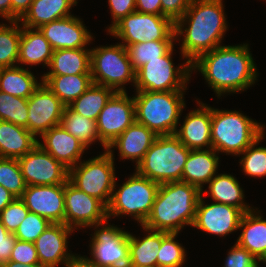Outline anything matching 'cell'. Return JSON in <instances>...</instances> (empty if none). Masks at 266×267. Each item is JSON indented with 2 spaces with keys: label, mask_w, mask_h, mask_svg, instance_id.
I'll use <instances>...</instances> for the list:
<instances>
[{
  "label": "cell",
  "mask_w": 266,
  "mask_h": 267,
  "mask_svg": "<svg viewBox=\"0 0 266 267\" xmlns=\"http://www.w3.org/2000/svg\"><path fill=\"white\" fill-rule=\"evenodd\" d=\"M195 69L219 97L227 92L244 91L258 76L247 44L214 48L191 63V70Z\"/></svg>",
  "instance_id": "6da1fadb"
},
{
  "label": "cell",
  "mask_w": 266,
  "mask_h": 267,
  "mask_svg": "<svg viewBox=\"0 0 266 267\" xmlns=\"http://www.w3.org/2000/svg\"><path fill=\"white\" fill-rule=\"evenodd\" d=\"M222 0H191L184 15L175 22V35H183L181 53L191 64L217 48L227 30ZM188 23V28L184 25ZM185 32V34H184Z\"/></svg>",
  "instance_id": "7a4b0ae2"
},
{
  "label": "cell",
  "mask_w": 266,
  "mask_h": 267,
  "mask_svg": "<svg viewBox=\"0 0 266 267\" xmlns=\"http://www.w3.org/2000/svg\"><path fill=\"white\" fill-rule=\"evenodd\" d=\"M201 194L196 186L183 181L160 184L151 212L142 227L179 233L184 226H192Z\"/></svg>",
  "instance_id": "3957f363"
},
{
  "label": "cell",
  "mask_w": 266,
  "mask_h": 267,
  "mask_svg": "<svg viewBox=\"0 0 266 267\" xmlns=\"http://www.w3.org/2000/svg\"><path fill=\"white\" fill-rule=\"evenodd\" d=\"M135 121L157 135H171L177 131L181 111L185 108L183 91H136Z\"/></svg>",
  "instance_id": "277c9868"
},
{
  "label": "cell",
  "mask_w": 266,
  "mask_h": 267,
  "mask_svg": "<svg viewBox=\"0 0 266 267\" xmlns=\"http://www.w3.org/2000/svg\"><path fill=\"white\" fill-rule=\"evenodd\" d=\"M263 126L239 111L212 108V148L217 153L240 155L264 133Z\"/></svg>",
  "instance_id": "5b68a950"
},
{
  "label": "cell",
  "mask_w": 266,
  "mask_h": 267,
  "mask_svg": "<svg viewBox=\"0 0 266 267\" xmlns=\"http://www.w3.org/2000/svg\"><path fill=\"white\" fill-rule=\"evenodd\" d=\"M190 149L175 134L158 135L136 166V172L159 185L182 181V173Z\"/></svg>",
  "instance_id": "8992f818"
},
{
  "label": "cell",
  "mask_w": 266,
  "mask_h": 267,
  "mask_svg": "<svg viewBox=\"0 0 266 267\" xmlns=\"http://www.w3.org/2000/svg\"><path fill=\"white\" fill-rule=\"evenodd\" d=\"M113 150L106 149L105 153L80 161L69 169L68 181L77 189L100 200L106 207L111 200L116 187Z\"/></svg>",
  "instance_id": "52a82bcc"
},
{
  "label": "cell",
  "mask_w": 266,
  "mask_h": 267,
  "mask_svg": "<svg viewBox=\"0 0 266 267\" xmlns=\"http://www.w3.org/2000/svg\"><path fill=\"white\" fill-rule=\"evenodd\" d=\"M158 188L157 182L135 172L117 191L114 187L107 206V218L131 215L142 226L151 212Z\"/></svg>",
  "instance_id": "ba28073f"
},
{
  "label": "cell",
  "mask_w": 266,
  "mask_h": 267,
  "mask_svg": "<svg viewBox=\"0 0 266 267\" xmlns=\"http://www.w3.org/2000/svg\"><path fill=\"white\" fill-rule=\"evenodd\" d=\"M90 71L93 84L112 88L115 92H126L123 85L127 82L135 84V71L126 47L121 43L91 49Z\"/></svg>",
  "instance_id": "9c48e42d"
},
{
  "label": "cell",
  "mask_w": 266,
  "mask_h": 267,
  "mask_svg": "<svg viewBox=\"0 0 266 267\" xmlns=\"http://www.w3.org/2000/svg\"><path fill=\"white\" fill-rule=\"evenodd\" d=\"M174 30L175 23L166 16L135 11L120 19L108 32L122 40L121 44L127 47L145 41H175Z\"/></svg>",
  "instance_id": "30bf717a"
},
{
  "label": "cell",
  "mask_w": 266,
  "mask_h": 267,
  "mask_svg": "<svg viewBox=\"0 0 266 267\" xmlns=\"http://www.w3.org/2000/svg\"><path fill=\"white\" fill-rule=\"evenodd\" d=\"M173 47L158 59L149 60L135 72L136 91H184L190 80L191 64L174 67L172 62Z\"/></svg>",
  "instance_id": "8fae6325"
},
{
  "label": "cell",
  "mask_w": 266,
  "mask_h": 267,
  "mask_svg": "<svg viewBox=\"0 0 266 267\" xmlns=\"http://www.w3.org/2000/svg\"><path fill=\"white\" fill-rule=\"evenodd\" d=\"M91 238V256L86 258L97 267H128L129 233L113 225L95 230Z\"/></svg>",
  "instance_id": "7c38bea8"
},
{
  "label": "cell",
  "mask_w": 266,
  "mask_h": 267,
  "mask_svg": "<svg viewBox=\"0 0 266 267\" xmlns=\"http://www.w3.org/2000/svg\"><path fill=\"white\" fill-rule=\"evenodd\" d=\"M64 203V224L72 229L94 225L98 228L108 224L107 207L97 198L77 189L69 181L64 184Z\"/></svg>",
  "instance_id": "4fadbf2b"
},
{
  "label": "cell",
  "mask_w": 266,
  "mask_h": 267,
  "mask_svg": "<svg viewBox=\"0 0 266 267\" xmlns=\"http://www.w3.org/2000/svg\"><path fill=\"white\" fill-rule=\"evenodd\" d=\"M135 122L133 97L126 92H115L99 113L96 121L99 141L106 150L118 136Z\"/></svg>",
  "instance_id": "5bb4252c"
},
{
  "label": "cell",
  "mask_w": 266,
  "mask_h": 267,
  "mask_svg": "<svg viewBox=\"0 0 266 267\" xmlns=\"http://www.w3.org/2000/svg\"><path fill=\"white\" fill-rule=\"evenodd\" d=\"M17 160L27 186L64 185L68 181L69 169L38 144Z\"/></svg>",
  "instance_id": "9a60e30c"
},
{
  "label": "cell",
  "mask_w": 266,
  "mask_h": 267,
  "mask_svg": "<svg viewBox=\"0 0 266 267\" xmlns=\"http://www.w3.org/2000/svg\"><path fill=\"white\" fill-rule=\"evenodd\" d=\"M65 107L62 101L42 82L28 98V130L36 137L60 125Z\"/></svg>",
  "instance_id": "2e32d148"
},
{
  "label": "cell",
  "mask_w": 266,
  "mask_h": 267,
  "mask_svg": "<svg viewBox=\"0 0 266 267\" xmlns=\"http://www.w3.org/2000/svg\"><path fill=\"white\" fill-rule=\"evenodd\" d=\"M243 214L239 208L231 205L216 202L205 205L201 194L192 226L210 234L226 236L239 229Z\"/></svg>",
  "instance_id": "e0dca14e"
},
{
  "label": "cell",
  "mask_w": 266,
  "mask_h": 267,
  "mask_svg": "<svg viewBox=\"0 0 266 267\" xmlns=\"http://www.w3.org/2000/svg\"><path fill=\"white\" fill-rule=\"evenodd\" d=\"M20 199L29 212L46 218L50 223H64V185H30Z\"/></svg>",
  "instance_id": "ac0fdd59"
},
{
  "label": "cell",
  "mask_w": 266,
  "mask_h": 267,
  "mask_svg": "<svg viewBox=\"0 0 266 267\" xmlns=\"http://www.w3.org/2000/svg\"><path fill=\"white\" fill-rule=\"evenodd\" d=\"M74 231L64 223H51L34 242L40 265L56 267L65 264L67 267L76 257L67 251L68 235Z\"/></svg>",
  "instance_id": "d6986e66"
},
{
  "label": "cell",
  "mask_w": 266,
  "mask_h": 267,
  "mask_svg": "<svg viewBox=\"0 0 266 267\" xmlns=\"http://www.w3.org/2000/svg\"><path fill=\"white\" fill-rule=\"evenodd\" d=\"M40 31L53 50L85 48L93 39L81 19L71 15L42 25Z\"/></svg>",
  "instance_id": "ffe728a7"
},
{
  "label": "cell",
  "mask_w": 266,
  "mask_h": 267,
  "mask_svg": "<svg viewBox=\"0 0 266 267\" xmlns=\"http://www.w3.org/2000/svg\"><path fill=\"white\" fill-rule=\"evenodd\" d=\"M197 110L187 114L183 125L177 129L175 135L180 142L190 150H201L203 147L212 148L211 117L212 107L200 101Z\"/></svg>",
  "instance_id": "44dd1931"
},
{
  "label": "cell",
  "mask_w": 266,
  "mask_h": 267,
  "mask_svg": "<svg viewBox=\"0 0 266 267\" xmlns=\"http://www.w3.org/2000/svg\"><path fill=\"white\" fill-rule=\"evenodd\" d=\"M41 137L44 144L38 141V145L68 169L79 163L86 150L85 145L69 134L61 125L52 127Z\"/></svg>",
  "instance_id": "7402d4cb"
},
{
  "label": "cell",
  "mask_w": 266,
  "mask_h": 267,
  "mask_svg": "<svg viewBox=\"0 0 266 267\" xmlns=\"http://www.w3.org/2000/svg\"><path fill=\"white\" fill-rule=\"evenodd\" d=\"M157 137L154 131L135 121L106 149L118 148L121 159L135 160L137 166Z\"/></svg>",
  "instance_id": "603a6c76"
},
{
  "label": "cell",
  "mask_w": 266,
  "mask_h": 267,
  "mask_svg": "<svg viewBox=\"0 0 266 267\" xmlns=\"http://www.w3.org/2000/svg\"><path fill=\"white\" fill-rule=\"evenodd\" d=\"M219 157L213 148L190 150L182 173V181L196 186L203 192V184L208 183L218 169Z\"/></svg>",
  "instance_id": "cb8c5ba5"
},
{
  "label": "cell",
  "mask_w": 266,
  "mask_h": 267,
  "mask_svg": "<svg viewBox=\"0 0 266 267\" xmlns=\"http://www.w3.org/2000/svg\"><path fill=\"white\" fill-rule=\"evenodd\" d=\"M38 141L28 129L0 120V157L19 159L30 152Z\"/></svg>",
  "instance_id": "d4e9b609"
},
{
  "label": "cell",
  "mask_w": 266,
  "mask_h": 267,
  "mask_svg": "<svg viewBox=\"0 0 266 267\" xmlns=\"http://www.w3.org/2000/svg\"><path fill=\"white\" fill-rule=\"evenodd\" d=\"M53 48L39 28L21 26L18 62L36 65L41 62L49 67Z\"/></svg>",
  "instance_id": "484cf974"
},
{
  "label": "cell",
  "mask_w": 266,
  "mask_h": 267,
  "mask_svg": "<svg viewBox=\"0 0 266 267\" xmlns=\"http://www.w3.org/2000/svg\"><path fill=\"white\" fill-rule=\"evenodd\" d=\"M74 5H77V0H33L19 21L22 26L40 28L46 23L71 16L69 11Z\"/></svg>",
  "instance_id": "4316f807"
},
{
  "label": "cell",
  "mask_w": 266,
  "mask_h": 267,
  "mask_svg": "<svg viewBox=\"0 0 266 267\" xmlns=\"http://www.w3.org/2000/svg\"><path fill=\"white\" fill-rule=\"evenodd\" d=\"M257 213L253 209L243 214L239 224L243 230L236 243L259 260L266 250V220Z\"/></svg>",
  "instance_id": "83f0119b"
},
{
  "label": "cell",
  "mask_w": 266,
  "mask_h": 267,
  "mask_svg": "<svg viewBox=\"0 0 266 267\" xmlns=\"http://www.w3.org/2000/svg\"><path fill=\"white\" fill-rule=\"evenodd\" d=\"M91 50L87 48L55 50L49 65L51 71L44 75L91 74Z\"/></svg>",
  "instance_id": "f1b7e54d"
},
{
  "label": "cell",
  "mask_w": 266,
  "mask_h": 267,
  "mask_svg": "<svg viewBox=\"0 0 266 267\" xmlns=\"http://www.w3.org/2000/svg\"><path fill=\"white\" fill-rule=\"evenodd\" d=\"M41 81L65 106H69L93 84L91 74L43 75Z\"/></svg>",
  "instance_id": "f546056e"
},
{
  "label": "cell",
  "mask_w": 266,
  "mask_h": 267,
  "mask_svg": "<svg viewBox=\"0 0 266 267\" xmlns=\"http://www.w3.org/2000/svg\"><path fill=\"white\" fill-rule=\"evenodd\" d=\"M148 234L141 240L129 233L128 267H157V255L161 247V231L143 227Z\"/></svg>",
  "instance_id": "4dcf8cb0"
},
{
  "label": "cell",
  "mask_w": 266,
  "mask_h": 267,
  "mask_svg": "<svg viewBox=\"0 0 266 267\" xmlns=\"http://www.w3.org/2000/svg\"><path fill=\"white\" fill-rule=\"evenodd\" d=\"M35 76L19 66L0 68V91L28 99L41 85Z\"/></svg>",
  "instance_id": "1f68e13d"
},
{
  "label": "cell",
  "mask_w": 266,
  "mask_h": 267,
  "mask_svg": "<svg viewBox=\"0 0 266 267\" xmlns=\"http://www.w3.org/2000/svg\"><path fill=\"white\" fill-rule=\"evenodd\" d=\"M209 192L216 203L239 208L243 213L251 211V207L243 201L244 193L238 180L229 174L214 176L209 182Z\"/></svg>",
  "instance_id": "d6a6232c"
},
{
  "label": "cell",
  "mask_w": 266,
  "mask_h": 267,
  "mask_svg": "<svg viewBox=\"0 0 266 267\" xmlns=\"http://www.w3.org/2000/svg\"><path fill=\"white\" fill-rule=\"evenodd\" d=\"M114 93L115 91L112 88L92 84L68 107L88 119L97 121L99 113Z\"/></svg>",
  "instance_id": "836d02e7"
},
{
  "label": "cell",
  "mask_w": 266,
  "mask_h": 267,
  "mask_svg": "<svg viewBox=\"0 0 266 267\" xmlns=\"http://www.w3.org/2000/svg\"><path fill=\"white\" fill-rule=\"evenodd\" d=\"M60 125L86 148L96 140L99 141L96 121L72 111L68 106L64 108Z\"/></svg>",
  "instance_id": "e575fe53"
},
{
  "label": "cell",
  "mask_w": 266,
  "mask_h": 267,
  "mask_svg": "<svg viewBox=\"0 0 266 267\" xmlns=\"http://www.w3.org/2000/svg\"><path fill=\"white\" fill-rule=\"evenodd\" d=\"M174 46L173 40L145 41L126 47L131 66L136 72L149 60L164 56Z\"/></svg>",
  "instance_id": "d590c367"
},
{
  "label": "cell",
  "mask_w": 266,
  "mask_h": 267,
  "mask_svg": "<svg viewBox=\"0 0 266 267\" xmlns=\"http://www.w3.org/2000/svg\"><path fill=\"white\" fill-rule=\"evenodd\" d=\"M20 21H10L12 25L0 24V68L13 67L18 62L21 39Z\"/></svg>",
  "instance_id": "8d00e7d4"
},
{
  "label": "cell",
  "mask_w": 266,
  "mask_h": 267,
  "mask_svg": "<svg viewBox=\"0 0 266 267\" xmlns=\"http://www.w3.org/2000/svg\"><path fill=\"white\" fill-rule=\"evenodd\" d=\"M0 120L28 129V99L0 91Z\"/></svg>",
  "instance_id": "74e56055"
},
{
  "label": "cell",
  "mask_w": 266,
  "mask_h": 267,
  "mask_svg": "<svg viewBox=\"0 0 266 267\" xmlns=\"http://www.w3.org/2000/svg\"><path fill=\"white\" fill-rule=\"evenodd\" d=\"M178 233L161 231V247L157 255V267H181L185 262V249L175 241Z\"/></svg>",
  "instance_id": "f35d334b"
},
{
  "label": "cell",
  "mask_w": 266,
  "mask_h": 267,
  "mask_svg": "<svg viewBox=\"0 0 266 267\" xmlns=\"http://www.w3.org/2000/svg\"><path fill=\"white\" fill-rule=\"evenodd\" d=\"M0 185L16 198H21L26 183L17 159L0 157Z\"/></svg>",
  "instance_id": "ab89813d"
},
{
  "label": "cell",
  "mask_w": 266,
  "mask_h": 267,
  "mask_svg": "<svg viewBox=\"0 0 266 267\" xmlns=\"http://www.w3.org/2000/svg\"><path fill=\"white\" fill-rule=\"evenodd\" d=\"M263 138L264 134L241 153L244 156L239 163L242 165L244 173L249 176H266V147L255 148Z\"/></svg>",
  "instance_id": "60d3db41"
},
{
  "label": "cell",
  "mask_w": 266,
  "mask_h": 267,
  "mask_svg": "<svg viewBox=\"0 0 266 267\" xmlns=\"http://www.w3.org/2000/svg\"><path fill=\"white\" fill-rule=\"evenodd\" d=\"M51 223L44 217L29 212L18 226L14 236L21 241L35 242Z\"/></svg>",
  "instance_id": "b9f144b4"
},
{
  "label": "cell",
  "mask_w": 266,
  "mask_h": 267,
  "mask_svg": "<svg viewBox=\"0 0 266 267\" xmlns=\"http://www.w3.org/2000/svg\"><path fill=\"white\" fill-rule=\"evenodd\" d=\"M28 213L29 209L25 203L20 198H16L0 212V220L9 233H15Z\"/></svg>",
  "instance_id": "7bdbcfd3"
},
{
  "label": "cell",
  "mask_w": 266,
  "mask_h": 267,
  "mask_svg": "<svg viewBox=\"0 0 266 267\" xmlns=\"http://www.w3.org/2000/svg\"><path fill=\"white\" fill-rule=\"evenodd\" d=\"M10 261H15L23 265L40 264L35 244L17 239Z\"/></svg>",
  "instance_id": "ee69618b"
},
{
  "label": "cell",
  "mask_w": 266,
  "mask_h": 267,
  "mask_svg": "<svg viewBox=\"0 0 266 267\" xmlns=\"http://www.w3.org/2000/svg\"><path fill=\"white\" fill-rule=\"evenodd\" d=\"M224 265V267H259L258 259L237 243L228 252Z\"/></svg>",
  "instance_id": "f6af8a7d"
},
{
  "label": "cell",
  "mask_w": 266,
  "mask_h": 267,
  "mask_svg": "<svg viewBox=\"0 0 266 267\" xmlns=\"http://www.w3.org/2000/svg\"><path fill=\"white\" fill-rule=\"evenodd\" d=\"M191 0H161V15L170 18L174 23L181 18Z\"/></svg>",
  "instance_id": "bcb514c9"
},
{
  "label": "cell",
  "mask_w": 266,
  "mask_h": 267,
  "mask_svg": "<svg viewBox=\"0 0 266 267\" xmlns=\"http://www.w3.org/2000/svg\"><path fill=\"white\" fill-rule=\"evenodd\" d=\"M113 22L108 30L123 17L136 11V0H108Z\"/></svg>",
  "instance_id": "7dc6e473"
},
{
  "label": "cell",
  "mask_w": 266,
  "mask_h": 267,
  "mask_svg": "<svg viewBox=\"0 0 266 267\" xmlns=\"http://www.w3.org/2000/svg\"><path fill=\"white\" fill-rule=\"evenodd\" d=\"M16 240L14 233H9L6 235L5 240H0V267L10 260Z\"/></svg>",
  "instance_id": "c3c4849f"
},
{
  "label": "cell",
  "mask_w": 266,
  "mask_h": 267,
  "mask_svg": "<svg viewBox=\"0 0 266 267\" xmlns=\"http://www.w3.org/2000/svg\"><path fill=\"white\" fill-rule=\"evenodd\" d=\"M139 13L161 15V0H136Z\"/></svg>",
  "instance_id": "681fc988"
},
{
  "label": "cell",
  "mask_w": 266,
  "mask_h": 267,
  "mask_svg": "<svg viewBox=\"0 0 266 267\" xmlns=\"http://www.w3.org/2000/svg\"><path fill=\"white\" fill-rule=\"evenodd\" d=\"M33 0H11V21H19L29 10Z\"/></svg>",
  "instance_id": "f907efd6"
},
{
  "label": "cell",
  "mask_w": 266,
  "mask_h": 267,
  "mask_svg": "<svg viewBox=\"0 0 266 267\" xmlns=\"http://www.w3.org/2000/svg\"><path fill=\"white\" fill-rule=\"evenodd\" d=\"M16 199L7 189L0 185V212Z\"/></svg>",
  "instance_id": "816d5d0a"
},
{
  "label": "cell",
  "mask_w": 266,
  "mask_h": 267,
  "mask_svg": "<svg viewBox=\"0 0 266 267\" xmlns=\"http://www.w3.org/2000/svg\"><path fill=\"white\" fill-rule=\"evenodd\" d=\"M0 16L11 21V0H0Z\"/></svg>",
  "instance_id": "f5cc1de1"
},
{
  "label": "cell",
  "mask_w": 266,
  "mask_h": 267,
  "mask_svg": "<svg viewBox=\"0 0 266 267\" xmlns=\"http://www.w3.org/2000/svg\"><path fill=\"white\" fill-rule=\"evenodd\" d=\"M67 267H97L90 263L85 257L76 256Z\"/></svg>",
  "instance_id": "db71d44e"
},
{
  "label": "cell",
  "mask_w": 266,
  "mask_h": 267,
  "mask_svg": "<svg viewBox=\"0 0 266 267\" xmlns=\"http://www.w3.org/2000/svg\"><path fill=\"white\" fill-rule=\"evenodd\" d=\"M1 267H44V266L40 264L23 265L21 263L9 260L6 264H3Z\"/></svg>",
  "instance_id": "11a10c76"
},
{
  "label": "cell",
  "mask_w": 266,
  "mask_h": 267,
  "mask_svg": "<svg viewBox=\"0 0 266 267\" xmlns=\"http://www.w3.org/2000/svg\"><path fill=\"white\" fill-rule=\"evenodd\" d=\"M9 234L5 226L1 223L0 220V240H5L6 235Z\"/></svg>",
  "instance_id": "9f6ffc18"
},
{
  "label": "cell",
  "mask_w": 266,
  "mask_h": 267,
  "mask_svg": "<svg viewBox=\"0 0 266 267\" xmlns=\"http://www.w3.org/2000/svg\"><path fill=\"white\" fill-rule=\"evenodd\" d=\"M258 262L266 263V250H265L264 254L262 255V257L258 260Z\"/></svg>",
  "instance_id": "6f0895ef"
}]
</instances>
